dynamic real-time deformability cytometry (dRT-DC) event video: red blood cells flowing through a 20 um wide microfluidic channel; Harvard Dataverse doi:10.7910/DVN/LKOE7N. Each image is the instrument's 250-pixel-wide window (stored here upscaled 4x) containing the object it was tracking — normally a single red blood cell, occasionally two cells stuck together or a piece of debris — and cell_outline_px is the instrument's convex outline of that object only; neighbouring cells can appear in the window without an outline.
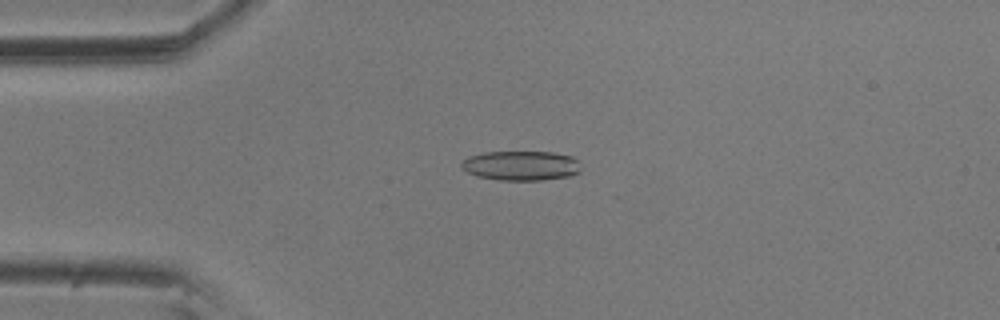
{"species": "common noctule bat (a hibernating species)", "species_latin": "Nyctalus noctula", "temperature_condition": "room temperature", "stored_images_in_passage": 5, "camera_frame_rate_fps": 3000, "um_per_image_px": 0.085, "animal": {"sex": "male", "body_mass_g": 20.5, "forearm_length_mm": 52.5}, "frame": {"image": 1, "passage_image": 4, "time_ms": 1.0, "image_size_px": [1000, 320], "cell_outline_px": [[580, 172], [572, 176], [540, 180], [500, 180], [476, 176], [460, 168], [460, 164], [464, 160], [472, 156], [484, 152], [552, 152], [572, 156], [576, 160], [580, 168]], "centroid_in_image_um": [44.3, 14.08], "position_along_channel_um": 40.7, "area_um2": 20.58}}